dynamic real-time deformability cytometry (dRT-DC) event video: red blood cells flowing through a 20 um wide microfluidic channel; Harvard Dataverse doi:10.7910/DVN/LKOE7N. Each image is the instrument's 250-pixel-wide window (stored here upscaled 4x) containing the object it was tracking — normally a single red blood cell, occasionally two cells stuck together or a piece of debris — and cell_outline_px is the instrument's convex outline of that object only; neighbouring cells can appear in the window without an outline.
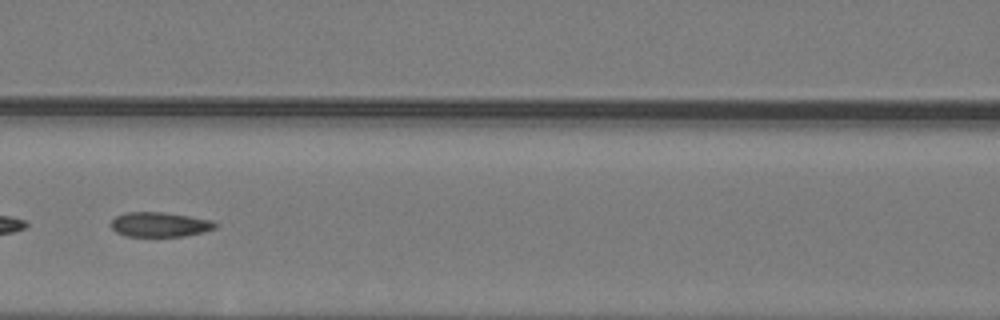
{"species": "common noctule bat (a hibernating species)", "species_latin": "Nyctalus noctula", "temperature_condition": "warm", "stored_images_in_passage": 43, "segment_of_instrument_passage": [2, 2], "camera_frame_rate_fps": 3000, "um_per_image_px": 0.085, "animal": {"sex": "male", "body_mass_g": 19.2, "forearm_length_mm": 51.8}, "frame": {"image": 1, "passage_image": 17, "time_ms": 5.333, "image_size_px": [1000, 320], "cell_outline_px": [[216, 228], [204, 232], [184, 236], [128, 236], [116, 232], [112, 228], [112, 220], [116, 216], [124, 212], [164, 212], [212, 220], [216, 224]], "centroid_in_image_um": [13.58, 19.08], "position_along_channel_um": 153.0, "area_um2": 14.91}}
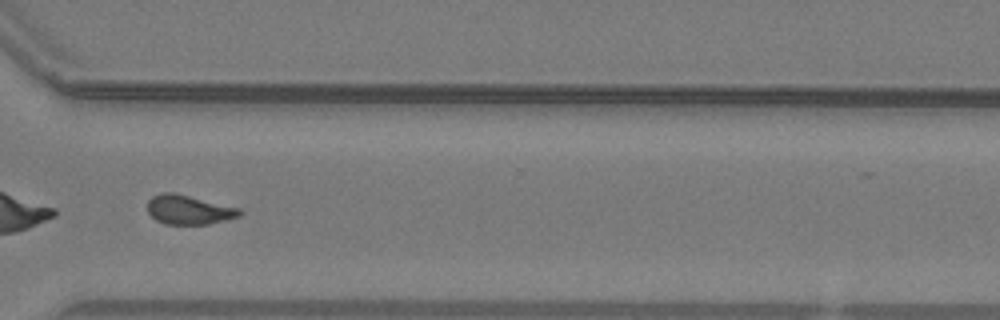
{"frame": {"image": 2, "passage_image": 31, "time_ms": 10.0, "image_size_px": [1000, 320], "cell_outline_px": [[244, 212], [240, 216], [208, 224], [164, 224], [156, 220], [148, 212], [148, 200], [152, 196], [160, 192], [176, 192], [240, 208]], "centroid_in_image_um": [16.05, 17.81], "position_along_channel_um": 354.6, "area_um2": 15.9}}